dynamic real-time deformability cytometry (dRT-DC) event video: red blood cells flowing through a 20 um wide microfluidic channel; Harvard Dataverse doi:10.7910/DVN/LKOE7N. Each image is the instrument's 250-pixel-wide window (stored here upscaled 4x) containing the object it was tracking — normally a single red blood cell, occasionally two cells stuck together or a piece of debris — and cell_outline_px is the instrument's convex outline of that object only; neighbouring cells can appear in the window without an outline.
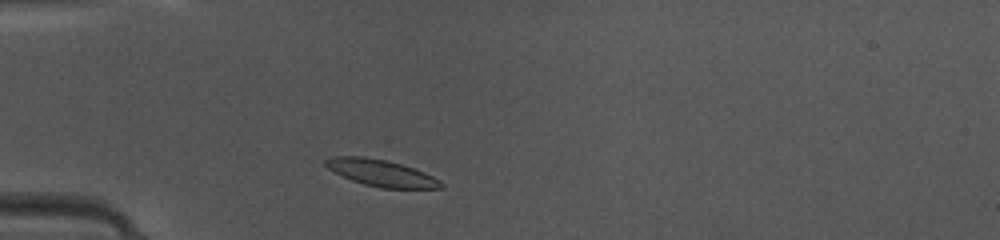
{"species": "common noctule bat (a hibernating species)", "species_latin": "Nyctalus noctula", "temperature_condition": "warm", "stored_images_in_passage": 38, "camera_frame_rate_fps": 3000, "um_per_image_px": 0.085, "animal": {"sex": "female", "body_mass_g": 10.0, "forearm_length_mm": 53.1}, "frame": {"image": 1, "passage_image": 4, "time_ms": 1.0, "image_size_px": [1000, 240], "cell_outline_px": [[444, 188], [380, 188], [364, 184], [352, 180], [328, 168], [324, 164], [324, 160], [328, 156], [364, 156], [388, 160], [424, 172], [440, 180], [444, 184]], "centroid_in_image_um": [32.39, 14.69], "position_along_channel_um": 52.6, "area_um2": 17.86}}
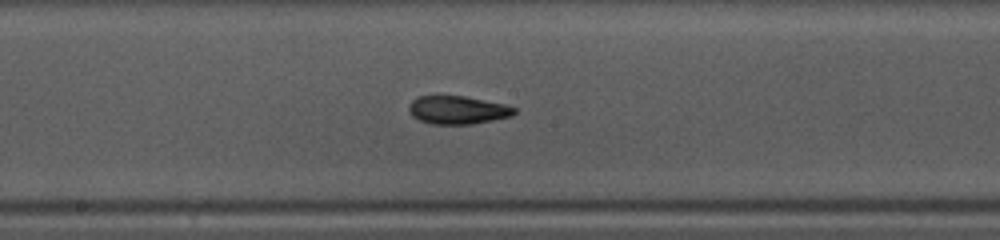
{"frame": {"image": 2, "passage_image": 16, "time_ms": 5.0, "image_size_px": [1000, 240], "cell_outline_px": [[516, 112], [512, 116], [472, 124], [432, 124], [420, 120], [412, 116], [408, 112], [408, 104], [416, 96], [464, 96], [504, 104], [516, 108]], "centroid_in_image_um": [38.86, 9.35], "position_along_channel_um": 209.3, "area_um2": 17.34}}
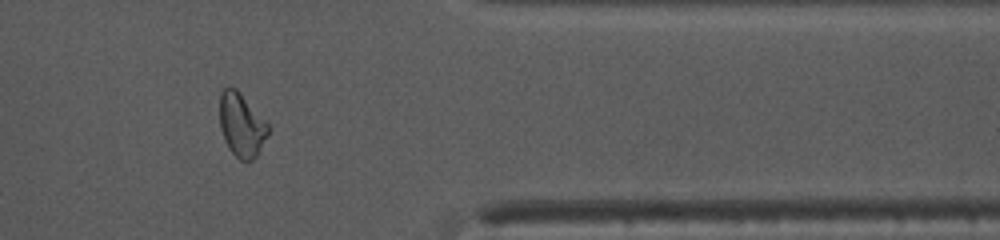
{"frame": {"image": 3, "passage_image": 30, "time_ms": 9.667, "image_size_px": [1000, 240], "cell_outline_px": [[272, 128], [256, 156], [252, 160], [240, 160], [228, 148], [224, 140], [220, 128], [220, 92], [224, 88], [236, 88], [240, 92]], "centroid_in_image_um": [20.54, 10.62], "position_along_channel_um": 390.9, "area_um2": 17.98}, "authors_computed_cell_mechanics": {"area_um2": 17.6001, "velocity_mm_per_s": 4.169, "shape_relaxation_time_tau1_ms": 5.9262, "shape_relaxation_time_tau2_ms": 2.4884, "deformation_change_tau1": 0.1921, "deformation_change_tau2": 0.0958}}